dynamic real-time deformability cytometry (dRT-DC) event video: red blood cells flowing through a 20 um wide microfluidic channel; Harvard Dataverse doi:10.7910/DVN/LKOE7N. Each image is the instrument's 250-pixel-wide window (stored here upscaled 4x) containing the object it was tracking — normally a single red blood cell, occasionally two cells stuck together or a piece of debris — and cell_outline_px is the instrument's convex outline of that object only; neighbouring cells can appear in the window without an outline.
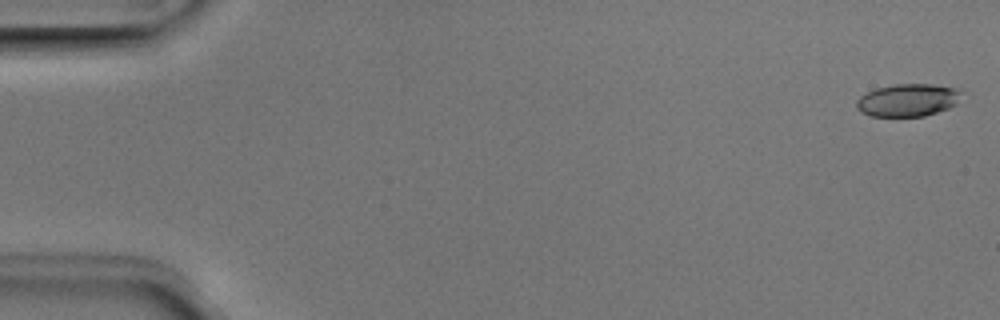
{"species": "Egyptian fruit bat (a non-hibernating species)", "species_latin": "Rousettus aegyptiacus", "temperature_condition": "room temperature", "stored_images_in_passage": 5, "camera_frame_rate_fps": 3000, "um_per_image_px": 0.085, "animal": {"sex": "male"}, "frame": {"image": 1, "passage_image": 1, "time_ms": 0.0, "image_size_px": [1000, 320], "cell_outline_px": [[960, 92], [956, 104], [948, 108], [924, 116], [872, 116], [860, 112], [856, 108], [856, 100], [860, 96], [876, 88], [896, 84], [932, 84], [960, 88]], "centroid_in_image_um": [77.14, 8.5], "position_along_channel_um": 7.9, "area_um2": 19.88}}
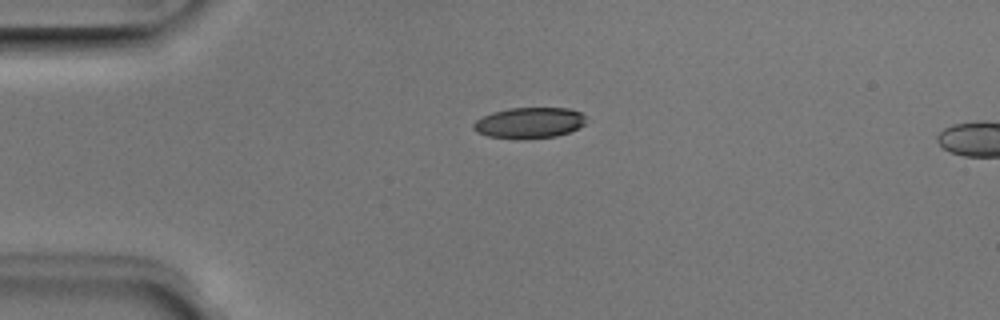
{"frame": {"image": 2, "passage_image": 4, "time_ms": 1.0, "image_size_px": [1000, 320], "cell_outline_px": [[584, 124], [568, 132], [556, 136], [524, 140], [488, 136], [476, 132], [472, 128], [472, 124], [476, 120], [492, 112], [508, 108], [568, 108], [580, 112], [584, 116]], "centroid_in_image_um": [44.94, 10.45], "position_along_channel_um": 40.1, "area_um2": 20.29}}